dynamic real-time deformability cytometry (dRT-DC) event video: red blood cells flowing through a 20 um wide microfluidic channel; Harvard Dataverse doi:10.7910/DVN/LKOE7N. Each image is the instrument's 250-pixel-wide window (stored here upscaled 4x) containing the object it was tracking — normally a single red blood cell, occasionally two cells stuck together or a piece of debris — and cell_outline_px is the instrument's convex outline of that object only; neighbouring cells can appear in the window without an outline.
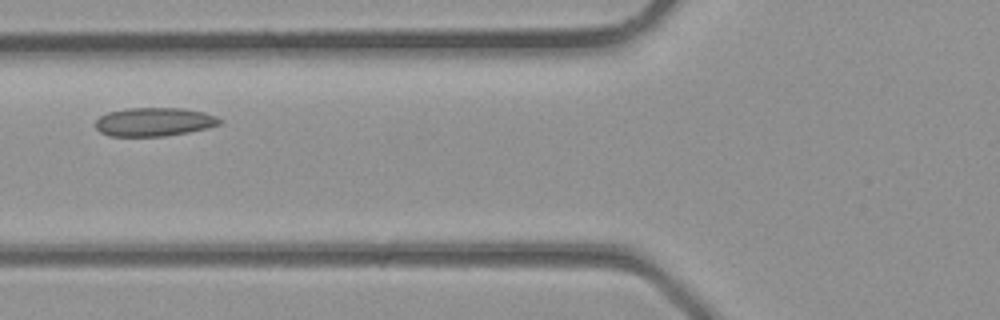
{"species": "common noctule bat (a hibernating species)", "species_latin": "Nyctalus noctula", "temperature_condition": "room temperature", "stored_images_in_passage": 3, "camera_frame_rate_fps": 3000, "um_per_image_px": 0.085, "animal": {"sex": "male", "body_mass_g": 23.1, "forearm_length_mm": 52.7}, "frame": {"image": 1, "passage_image": 3, "time_ms": 0.667, "image_size_px": [1000, 320], "cell_outline_px": [[224, 124], [208, 128], [188, 132], [164, 136], [108, 136], [100, 132], [96, 128], [96, 120], [100, 116], [108, 112], [128, 108], [184, 108], [204, 112], [216, 116], [224, 120]], "centroid_in_image_um": [13.15, 10.36], "position_along_channel_um": 112.6, "area_um2": 20.92}}